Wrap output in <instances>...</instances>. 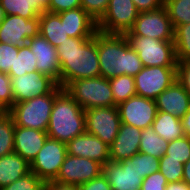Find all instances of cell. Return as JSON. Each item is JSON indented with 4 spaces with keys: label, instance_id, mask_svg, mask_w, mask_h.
<instances>
[{
    "label": "cell",
    "instance_id": "6da1fadb",
    "mask_svg": "<svg viewBox=\"0 0 190 190\" xmlns=\"http://www.w3.org/2000/svg\"><path fill=\"white\" fill-rule=\"evenodd\" d=\"M60 86L71 81L101 76L98 55V31L91 38H71L57 47Z\"/></svg>",
    "mask_w": 190,
    "mask_h": 190
},
{
    "label": "cell",
    "instance_id": "7a4b0ae2",
    "mask_svg": "<svg viewBox=\"0 0 190 190\" xmlns=\"http://www.w3.org/2000/svg\"><path fill=\"white\" fill-rule=\"evenodd\" d=\"M98 55L101 76L106 79L119 75L134 77L144 67L124 34L98 31Z\"/></svg>",
    "mask_w": 190,
    "mask_h": 190
},
{
    "label": "cell",
    "instance_id": "3957f363",
    "mask_svg": "<svg viewBox=\"0 0 190 190\" xmlns=\"http://www.w3.org/2000/svg\"><path fill=\"white\" fill-rule=\"evenodd\" d=\"M85 131V110L63 89L54 100L48 137L67 144Z\"/></svg>",
    "mask_w": 190,
    "mask_h": 190
},
{
    "label": "cell",
    "instance_id": "277c9868",
    "mask_svg": "<svg viewBox=\"0 0 190 190\" xmlns=\"http://www.w3.org/2000/svg\"><path fill=\"white\" fill-rule=\"evenodd\" d=\"M63 90L57 85L50 93L14 103L8 110L15 126L47 131L55 97Z\"/></svg>",
    "mask_w": 190,
    "mask_h": 190
},
{
    "label": "cell",
    "instance_id": "5b68a950",
    "mask_svg": "<svg viewBox=\"0 0 190 190\" xmlns=\"http://www.w3.org/2000/svg\"><path fill=\"white\" fill-rule=\"evenodd\" d=\"M64 90L84 109L117 106L109 79L98 76L71 81Z\"/></svg>",
    "mask_w": 190,
    "mask_h": 190
},
{
    "label": "cell",
    "instance_id": "8992f818",
    "mask_svg": "<svg viewBox=\"0 0 190 190\" xmlns=\"http://www.w3.org/2000/svg\"><path fill=\"white\" fill-rule=\"evenodd\" d=\"M138 53L144 67H177L174 41H162L145 36H126Z\"/></svg>",
    "mask_w": 190,
    "mask_h": 190
},
{
    "label": "cell",
    "instance_id": "52a82bcc",
    "mask_svg": "<svg viewBox=\"0 0 190 190\" xmlns=\"http://www.w3.org/2000/svg\"><path fill=\"white\" fill-rule=\"evenodd\" d=\"M125 36H145L162 41H174V27L165 7L140 12Z\"/></svg>",
    "mask_w": 190,
    "mask_h": 190
},
{
    "label": "cell",
    "instance_id": "ba28073f",
    "mask_svg": "<svg viewBox=\"0 0 190 190\" xmlns=\"http://www.w3.org/2000/svg\"><path fill=\"white\" fill-rule=\"evenodd\" d=\"M66 155V143L48 137L37 156L30 163V170L44 183L53 181L57 178Z\"/></svg>",
    "mask_w": 190,
    "mask_h": 190
},
{
    "label": "cell",
    "instance_id": "9c48e42d",
    "mask_svg": "<svg viewBox=\"0 0 190 190\" xmlns=\"http://www.w3.org/2000/svg\"><path fill=\"white\" fill-rule=\"evenodd\" d=\"M177 80V67H143L134 76L136 94L155 100Z\"/></svg>",
    "mask_w": 190,
    "mask_h": 190
},
{
    "label": "cell",
    "instance_id": "30bf717a",
    "mask_svg": "<svg viewBox=\"0 0 190 190\" xmlns=\"http://www.w3.org/2000/svg\"><path fill=\"white\" fill-rule=\"evenodd\" d=\"M132 0H110L108 8L97 22V31L106 34H125L138 17Z\"/></svg>",
    "mask_w": 190,
    "mask_h": 190
},
{
    "label": "cell",
    "instance_id": "8fae6325",
    "mask_svg": "<svg viewBox=\"0 0 190 190\" xmlns=\"http://www.w3.org/2000/svg\"><path fill=\"white\" fill-rule=\"evenodd\" d=\"M121 124L117 106L97 107L85 110L86 132L93 134L110 146Z\"/></svg>",
    "mask_w": 190,
    "mask_h": 190
},
{
    "label": "cell",
    "instance_id": "7c38bea8",
    "mask_svg": "<svg viewBox=\"0 0 190 190\" xmlns=\"http://www.w3.org/2000/svg\"><path fill=\"white\" fill-rule=\"evenodd\" d=\"M121 123L141 130L151 127L157 115L155 100L135 95L117 105Z\"/></svg>",
    "mask_w": 190,
    "mask_h": 190
},
{
    "label": "cell",
    "instance_id": "4fadbf2b",
    "mask_svg": "<svg viewBox=\"0 0 190 190\" xmlns=\"http://www.w3.org/2000/svg\"><path fill=\"white\" fill-rule=\"evenodd\" d=\"M102 173V165L94 160L67 154L54 181L81 185Z\"/></svg>",
    "mask_w": 190,
    "mask_h": 190
},
{
    "label": "cell",
    "instance_id": "5bb4252c",
    "mask_svg": "<svg viewBox=\"0 0 190 190\" xmlns=\"http://www.w3.org/2000/svg\"><path fill=\"white\" fill-rule=\"evenodd\" d=\"M102 173L112 190H140L143 178L136 169V154L120 162H107Z\"/></svg>",
    "mask_w": 190,
    "mask_h": 190
},
{
    "label": "cell",
    "instance_id": "9a60e30c",
    "mask_svg": "<svg viewBox=\"0 0 190 190\" xmlns=\"http://www.w3.org/2000/svg\"><path fill=\"white\" fill-rule=\"evenodd\" d=\"M39 34V17L27 19L4 15L0 21V42L20 47Z\"/></svg>",
    "mask_w": 190,
    "mask_h": 190
},
{
    "label": "cell",
    "instance_id": "2e32d148",
    "mask_svg": "<svg viewBox=\"0 0 190 190\" xmlns=\"http://www.w3.org/2000/svg\"><path fill=\"white\" fill-rule=\"evenodd\" d=\"M10 78L14 103L48 94L58 85L52 78L37 71Z\"/></svg>",
    "mask_w": 190,
    "mask_h": 190
},
{
    "label": "cell",
    "instance_id": "e0dca14e",
    "mask_svg": "<svg viewBox=\"0 0 190 190\" xmlns=\"http://www.w3.org/2000/svg\"><path fill=\"white\" fill-rule=\"evenodd\" d=\"M27 44L36 58L37 72L49 76L60 86V63L57 48L40 34L29 39Z\"/></svg>",
    "mask_w": 190,
    "mask_h": 190
},
{
    "label": "cell",
    "instance_id": "ac0fdd59",
    "mask_svg": "<svg viewBox=\"0 0 190 190\" xmlns=\"http://www.w3.org/2000/svg\"><path fill=\"white\" fill-rule=\"evenodd\" d=\"M66 147L67 154L89 158L102 166L110 161L109 146L86 131L68 142Z\"/></svg>",
    "mask_w": 190,
    "mask_h": 190
},
{
    "label": "cell",
    "instance_id": "d6986e66",
    "mask_svg": "<svg viewBox=\"0 0 190 190\" xmlns=\"http://www.w3.org/2000/svg\"><path fill=\"white\" fill-rule=\"evenodd\" d=\"M141 133V129L121 123L115 140L109 146L110 161L120 162L137 154Z\"/></svg>",
    "mask_w": 190,
    "mask_h": 190
},
{
    "label": "cell",
    "instance_id": "ffe728a7",
    "mask_svg": "<svg viewBox=\"0 0 190 190\" xmlns=\"http://www.w3.org/2000/svg\"><path fill=\"white\" fill-rule=\"evenodd\" d=\"M155 103L158 111H163L182 119L190 110V95L182 84L175 80L170 87L155 99Z\"/></svg>",
    "mask_w": 190,
    "mask_h": 190
},
{
    "label": "cell",
    "instance_id": "44dd1931",
    "mask_svg": "<svg viewBox=\"0 0 190 190\" xmlns=\"http://www.w3.org/2000/svg\"><path fill=\"white\" fill-rule=\"evenodd\" d=\"M47 138L48 134L46 131L15 126L14 153L31 163Z\"/></svg>",
    "mask_w": 190,
    "mask_h": 190
},
{
    "label": "cell",
    "instance_id": "7402d4cb",
    "mask_svg": "<svg viewBox=\"0 0 190 190\" xmlns=\"http://www.w3.org/2000/svg\"><path fill=\"white\" fill-rule=\"evenodd\" d=\"M71 38H91L97 32V22L81 7L58 13Z\"/></svg>",
    "mask_w": 190,
    "mask_h": 190
},
{
    "label": "cell",
    "instance_id": "603a6c76",
    "mask_svg": "<svg viewBox=\"0 0 190 190\" xmlns=\"http://www.w3.org/2000/svg\"><path fill=\"white\" fill-rule=\"evenodd\" d=\"M31 172L30 163L16 153L0 157V189Z\"/></svg>",
    "mask_w": 190,
    "mask_h": 190
},
{
    "label": "cell",
    "instance_id": "cb8c5ba5",
    "mask_svg": "<svg viewBox=\"0 0 190 190\" xmlns=\"http://www.w3.org/2000/svg\"><path fill=\"white\" fill-rule=\"evenodd\" d=\"M39 34L55 48L69 38L60 16L47 11H43L39 15Z\"/></svg>",
    "mask_w": 190,
    "mask_h": 190
},
{
    "label": "cell",
    "instance_id": "d4e9b609",
    "mask_svg": "<svg viewBox=\"0 0 190 190\" xmlns=\"http://www.w3.org/2000/svg\"><path fill=\"white\" fill-rule=\"evenodd\" d=\"M151 127L160 137L168 142L185 136L182 120L163 111L157 112Z\"/></svg>",
    "mask_w": 190,
    "mask_h": 190
},
{
    "label": "cell",
    "instance_id": "484cf974",
    "mask_svg": "<svg viewBox=\"0 0 190 190\" xmlns=\"http://www.w3.org/2000/svg\"><path fill=\"white\" fill-rule=\"evenodd\" d=\"M4 15H17L27 19L39 17L43 10L36 0H0Z\"/></svg>",
    "mask_w": 190,
    "mask_h": 190
},
{
    "label": "cell",
    "instance_id": "4316f807",
    "mask_svg": "<svg viewBox=\"0 0 190 190\" xmlns=\"http://www.w3.org/2000/svg\"><path fill=\"white\" fill-rule=\"evenodd\" d=\"M169 142L160 137L152 127L142 130L139 152L161 158L165 155Z\"/></svg>",
    "mask_w": 190,
    "mask_h": 190
},
{
    "label": "cell",
    "instance_id": "83f0119b",
    "mask_svg": "<svg viewBox=\"0 0 190 190\" xmlns=\"http://www.w3.org/2000/svg\"><path fill=\"white\" fill-rule=\"evenodd\" d=\"M112 89L114 103L116 105L127 101L136 94L134 77L130 75H119L109 79Z\"/></svg>",
    "mask_w": 190,
    "mask_h": 190
},
{
    "label": "cell",
    "instance_id": "f1b7e54d",
    "mask_svg": "<svg viewBox=\"0 0 190 190\" xmlns=\"http://www.w3.org/2000/svg\"><path fill=\"white\" fill-rule=\"evenodd\" d=\"M15 123L8 111L0 113V157L14 152Z\"/></svg>",
    "mask_w": 190,
    "mask_h": 190
},
{
    "label": "cell",
    "instance_id": "f546056e",
    "mask_svg": "<svg viewBox=\"0 0 190 190\" xmlns=\"http://www.w3.org/2000/svg\"><path fill=\"white\" fill-rule=\"evenodd\" d=\"M36 58L28 44L19 47L15 57L14 68H10L9 76H22L26 73L36 72Z\"/></svg>",
    "mask_w": 190,
    "mask_h": 190
},
{
    "label": "cell",
    "instance_id": "4dcf8cb0",
    "mask_svg": "<svg viewBox=\"0 0 190 190\" xmlns=\"http://www.w3.org/2000/svg\"><path fill=\"white\" fill-rule=\"evenodd\" d=\"M164 7L174 29L190 23V0H164Z\"/></svg>",
    "mask_w": 190,
    "mask_h": 190
},
{
    "label": "cell",
    "instance_id": "1f68e13d",
    "mask_svg": "<svg viewBox=\"0 0 190 190\" xmlns=\"http://www.w3.org/2000/svg\"><path fill=\"white\" fill-rule=\"evenodd\" d=\"M174 45L177 62L190 61V23L174 29Z\"/></svg>",
    "mask_w": 190,
    "mask_h": 190
},
{
    "label": "cell",
    "instance_id": "d6a6232c",
    "mask_svg": "<svg viewBox=\"0 0 190 190\" xmlns=\"http://www.w3.org/2000/svg\"><path fill=\"white\" fill-rule=\"evenodd\" d=\"M168 159L185 164L190 159V138L184 136L169 142L166 153Z\"/></svg>",
    "mask_w": 190,
    "mask_h": 190
},
{
    "label": "cell",
    "instance_id": "836d02e7",
    "mask_svg": "<svg viewBox=\"0 0 190 190\" xmlns=\"http://www.w3.org/2000/svg\"><path fill=\"white\" fill-rule=\"evenodd\" d=\"M183 166L184 164L178 160L168 159L166 154L159 158V171L166 177L168 183L183 179Z\"/></svg>",
    "mask_w": 190,
    "mask_h": 190
},
{
    "label": "cell",
    "instance_id": "e575fe53",
    "mask_svg": "<svg viewBox=\"0 0 190 190\" xmlns=\"http://www.w3.org/2000/svg\"><path fill=\"white\" fill-rule=\"evenodd\" d=\"M44 185L45 183L35 173L29 172L0 190H43Z\"/></svg>",
    "mask_w": 190,
    "mask_h": 190
},
{
    "label": "cell",
    "instance_id": "d590c367",
    "mask_svg": "<svg viewBox=\"0 0 190 190\" xmlns=\"http://www.w3.org/2000/svg\"><path fill=\"white\" fill-rule=\"evenodd\" d=\"M136 169L142 178L159 171V159L142 152L136 154Z\"/></svg>",
    "mask_w": 190,
    "mask_h": 190
},
{
    "label": "cell",
    "instance_id": "8d00e7d4",
    "mask_svg": "<svg viewBox=\"0 0 190 190\" xmlns=\"http://www.w3.org/2000/svg\"><path fill=\"white\" fill-rule=\"evenodd\" d=\"M18 51L19 47L0 42V72L9 74L10 68H14Z\"/></svg>",
    "mask_w": 190,
    "mask_h": 190
},
{
    "label": "cell",
    "instance_id": "74e56055",
    "mask_svg": "<svg viewBox=\"0 0 190 190\" xmlns=\"http://www.w3.org/2000/svg\"><path fill=\"white\" fill-rule=\"evenodd\" d=\"M13 105L11 78L8 74L0 72V108L8 111Z\"/></svg>",
    "mask_w": 190,
    "mask_h": 190
},
{
    "label": "cell",
    "instance_id": "f35d334b",
    "mask_svg": "<svg viewBox=\"0 0 190 190\" xmlns=\"http://www.w3.org/2000/svg\"><path fill=\"white\" fill-rule=\"evenodd\" d=\"M83 8L96 22H98L106 12L110 0H80Z\"/></svg>",
    "mask_w": 190,
    "mask_h": 190
},
{
    "label": "cell",
    "instance_id": "ab89813d",
    "mask_svg": "<svg viewBox=\"0 0 190 190\" xmlns=\"http://www.w3.org/2000/svg\"><path fill=\"white\" fill-rule=\"evenodd\" d=\"M168 182L160 172H154L142 180L140 190H165Z\"/></svg>",
    "mask_w": 190,
    "mask_h": 190
},
{
    "label": "cell",
    "instance_id": "60d3db41",
    "mask_svg": "<svg viewBox=\"0 0 190 190\" xmlns=\"http://www.w3.org/2000/svg\"><path fill=\"white\" fill-rule=\"evenodd\" d=\"M79 7H81L80 0H50L49 8L46 11L58 14Z\"/></svg>",
    "mask_w": 190,
    "mask_h": 190
},
{
    "label": "cell",
    "instance_id": "b9f144b4",
    "mask_svg": "<svg viewBox=\"0 0 190 190\" xmlns=\"http://www.w3.org/2000/svg\"><path fill=\"white\" fill-rule=\"evenodd\" d=\"M79 190H112L106 177L101 173L98 177L78 185Z\"/></svg>",
    "mask_w": 190,
    "mask_h": 190
},
{
    "label": "cell",
    "instance_id": "7bdbcfd3",
    "mask_svg": "<svg viewBox=\"0 0 190 190\" xmlns=\"http://www.w3.org/2000/svg\"><path fill=\"white\" fill-rule=\"evenodd\" d=\"M177 80L182 84V86L190 95V61L178 62Z\"/></svg>",
    "mask_w": 190,
    "mask_h": 190
},
{
    "label": "cell",
    "instance_id": "ee69618b",
    "mask_svg": "<svg viewBox=\"0 0 190 190\" xmlns=\"http://www.w3.org/2000/svg\"><path fill=\"white\" fill-rule=\"evenodd\" d=\"M137 11L147 12L157 10L164 6V0H132Z\"/></svg>",
    "mask_w": 190,
    "mask_h": 190
},
{
    "label": "cell",
    "instance_id": "f6af8a7d",
    "mask_svg": "<svg viewBox=\"0 0 190 190\" xmlns=\"http://www.w3.org/2000/svg\"><path fill=\"white\" fill-rule=\"evenodd\" d=\"M43 190H79L78 185L64 184L57 181L45 183Z\"/></svg>",
    "mask_w": 190,
    "mask_h": 190
},
{
    "label": "cell",
    "instance_id": "bcb514c9",
    "mask_svg": "<svg viewBox=\"0 0 190 190\" xmlns=\"http://www.w3.org/2000/svg\"><path fill=\"white\" fill-rule=\"evenodd\" d=\"M165 190H190V185L181 180L168 183Z\"/></svg>",
    "mask_w": 190,
    "mask_h": 190
},
{
    "label": "cell",
    "instance_id": "7dc6e473",
    "mask_svg": "<svg viewBox=\"0 0 190 190\" xmlns=\"http://www.w3.org/2000/svg\"><path fill=\"white\" fill-rule=\"evenodd\" d=\"M185 131V136L190 138V110L181 119Z\"/></svg>",
    "mask_w": 190,
    "mask_h": 190
},
{
    "label": "cell",
    "instance_id": "c3c4849f",
    "mask_svg": "<svg viewBox=\"0 0 190 190\" xmlns=\"http://www.w3.org/2000/svg\"><path fill=\"white\" fill-rule=\"evenodd\" d=\"M182 181L190 185V159L183 166V179Z\"/></svg>",
    "mask_w": 190,
    "mask_h": 190
},
{
    "label": "cell",
    "instance_id": "681fc988",
    "mask_svg": "<svg viewBox=\"0 0 190 190\" xmlns=\"http://www.w3.org/2000/svg\"><path fill=\"white\" fill-rule=\"evenodd\" d=\"M36 3L43 11H46L49 8L50 0H36Z\"/></svg>",
    "mask_w": 190,
    "mask_h": 190
},
{
    "label": "cell",
    "instance_id": "f907efd6",
    "mask_svg": "<svg viewBox=\"0 0 190 190\" xmlns=\"http://www.w3.org/2000/svg\"><path fill=\"white\" fill-rule=\"evenodd\" d=\"M4 18V12L3 9L0 6V21Z\"/></svg>",
    "mask_w": 190,
    "mask_h": 190
}]
</instances>
